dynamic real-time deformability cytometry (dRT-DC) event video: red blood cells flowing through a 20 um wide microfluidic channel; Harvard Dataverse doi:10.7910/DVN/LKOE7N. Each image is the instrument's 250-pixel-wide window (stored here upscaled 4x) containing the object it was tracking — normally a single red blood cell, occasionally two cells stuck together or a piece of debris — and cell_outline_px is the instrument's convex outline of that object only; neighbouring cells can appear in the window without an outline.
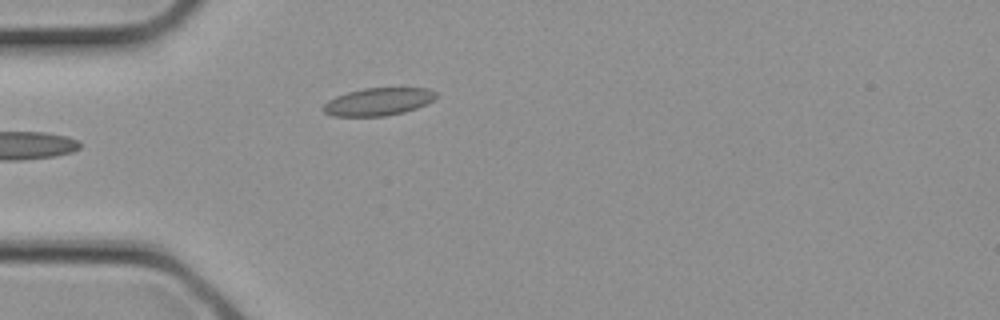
{"species": "common noctule bat (a hibernating species)", "species_latin": "Nyctalus noctula", "temperature_condition": "cold", "stored_images_in_passage": 2, "camera_frame_rate_fps": 3000, "um_per_image_px": 0.085, "animal": {"sex": "female", "body_mass_g": 21.9}, "frame": {"image": 1, "passage_image": 2, "time_ms": 0.333, "image_size_px": [1000, 320], "cell_outline_px": [[440, 96], [416, 108], [404, 112], [384, 116], [332, 116], [324, 112], [320, 108], [328, 100], [336, 96], [348, 92], [364, 88], [428, 88], [436, 92]], "centroid_in_image_um": [32.13, 8.64], "position_along_channel_um": 52.9, "area_um2": 18.21}}